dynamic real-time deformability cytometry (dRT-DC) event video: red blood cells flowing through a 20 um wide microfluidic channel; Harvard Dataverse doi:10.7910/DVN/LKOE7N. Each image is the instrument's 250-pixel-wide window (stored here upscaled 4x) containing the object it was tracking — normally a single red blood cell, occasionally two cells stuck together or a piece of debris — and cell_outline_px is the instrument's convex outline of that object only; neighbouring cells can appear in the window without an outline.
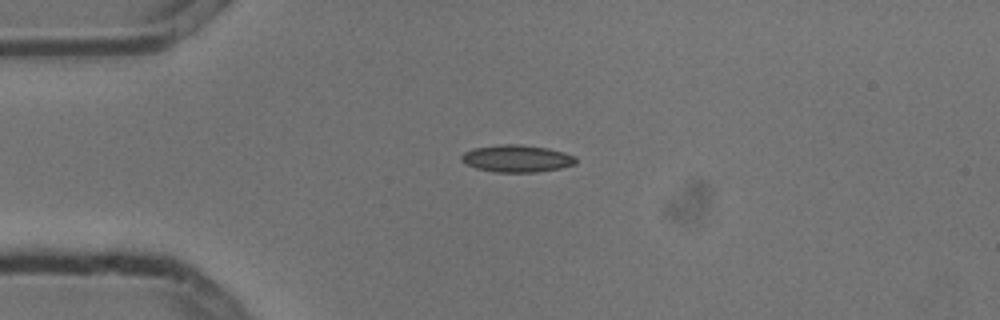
{"species": "common noctule bat (a hibernating species)", "species_latin": "Nyctalus noctula", "temperature_condition": "cold", "stored_images_in_passage": 3, "camera_frame_rate_fps": 3000, "um_per_image_px": 0.085, "animal": {"sex": "male", "body_mass_g": 13.3}, "frame": {"image": 1, "passage_image": 1, "time_ms": 0.0, "image_size_px": [1000, 320], "cell_outline_px": [[576, 164], [560, 168], [536, 172], [496, 172], [476, 168], [464, 164], [460, 160], [460, 156], [464, 152], [472, 148], [500, 144], [520, 144], [548, 148], [564, 152], [576, 156]], "centroid_in_image_um": [43.9, 13.47], "position_along_channel_um": 41.1, "area_um2": 18.32}}
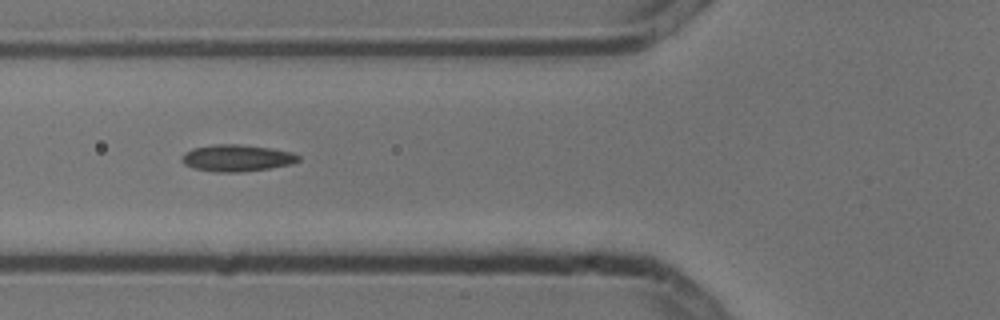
{"frame": {"image": 2, "passage_image": 3, "time_ms": 0.667, "image_size_px": [1000, 320], "cell_outline_px": [[300, 160], [292, 164], [244, 172], [216, 172], [192, 168], [184, 164], [180, 160], [184, 152], [192, 148], [216, 144], [240, 144], [272, 148], [292, 152], [300, 156]], "centroid_in_image_um": [20.12, 13.43], "position_along_channel_um": 105.7, "area_um2": 18.38}}